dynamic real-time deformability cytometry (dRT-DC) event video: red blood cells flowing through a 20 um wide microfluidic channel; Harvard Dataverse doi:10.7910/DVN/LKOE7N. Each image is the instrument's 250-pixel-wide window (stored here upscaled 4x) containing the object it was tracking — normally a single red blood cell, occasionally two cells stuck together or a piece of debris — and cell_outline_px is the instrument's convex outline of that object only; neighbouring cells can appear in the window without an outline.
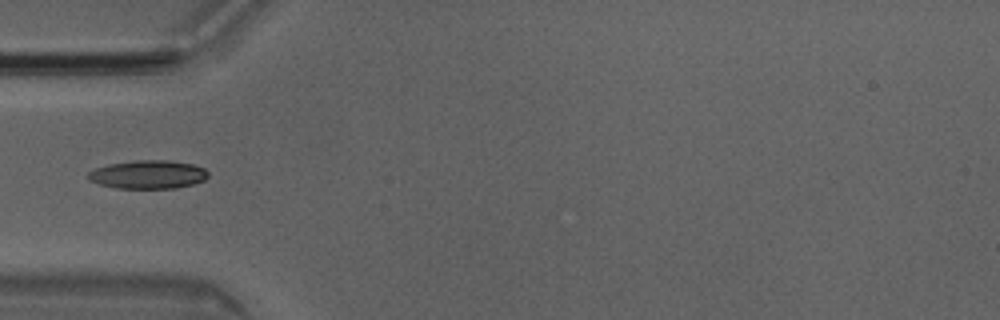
{"species": "Egyptian fruit bat (a non-hibernating species)", "species_latin": "Rousettus aegyptiacus", "temperature_condition": "room temperature", "stored_images_in_passage": 35, "camera_frame_rate_fps": 3000, "um_per_image_px": 0.085, "animal": {"sex": "male"}, "frame": {"image": 1, "passage_image": 1, "time_ms": 0.0, "image_size_px": [1000, 320], "cell_outline_px": [[208, 176], [204, 180], [192, 184], [176, 188], [116, 188], [96, 184], [88, 180], [88, 172], [96, 168], [108, 164], [132, 160], [168, 160], [192, 164], [204, 168], [208, 172]], "centroid_in_image_um": [12.55, 14.83], "position_along_channel_um": 72.5, "area_um2": 20.0}}
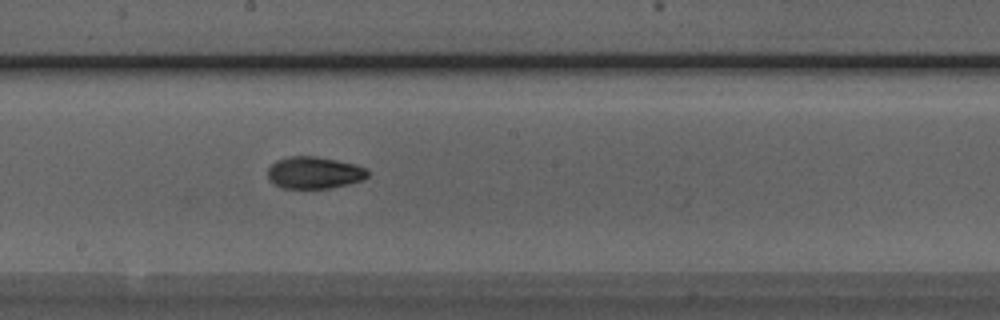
{"frame": {"image": 2, "passage_image": 12, "time_ms": 3.667, "image_size_px": [1000, 320], "cell_outline_px": [[368, 176], [364, 180], [332, 188], [284, 188], [272, 184], [268, 180], [268, 168], [276, 160], [288, 156], [316, 156], [356, 164], [368, 168]], "centroid_in_image_um": [26.72, 14.68], "position_along_channel_um": 221.5, "area_um2": 18.9}}
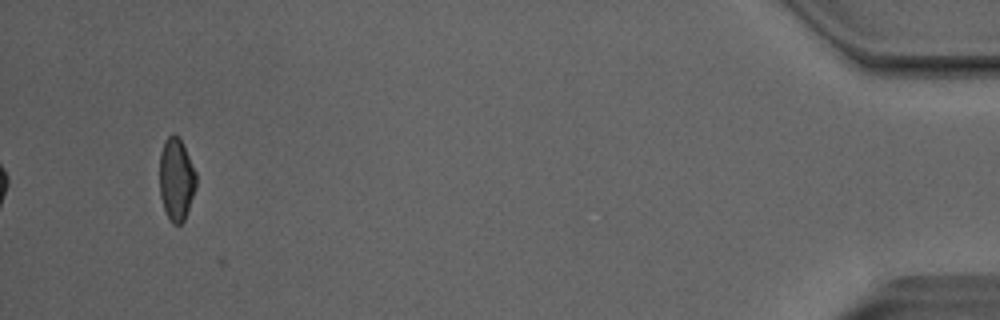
{"frame": {"image": 3, "passage_image": 33, "time_ms": 10.667, "image_size_px": [1000, 320], "cell_outline_px": [[196, 188], [184, 220], [180, 224], [172, 224], [164, 208], [160, 196], [160, 152], [168, 136], [172, 132], [180, 140], [196, 172]], "centroid_in_image_um": [14.98, 15.26], "position_along_channel_um": 420.2, "area_um2": 17.28}}